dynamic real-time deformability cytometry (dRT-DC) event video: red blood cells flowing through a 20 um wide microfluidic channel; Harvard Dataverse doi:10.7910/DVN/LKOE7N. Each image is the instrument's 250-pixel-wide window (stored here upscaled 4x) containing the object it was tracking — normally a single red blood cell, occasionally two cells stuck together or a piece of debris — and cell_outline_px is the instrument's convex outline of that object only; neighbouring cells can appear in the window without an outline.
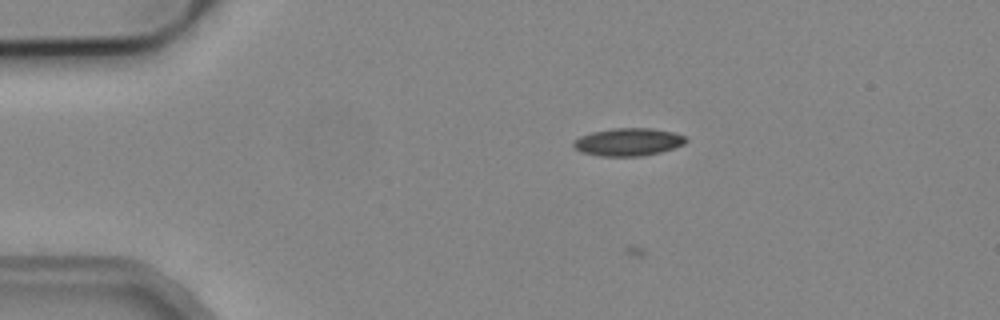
{"species": "common noctule bat (a hibernating species)", "species_latin": "Nyctalus noctula", "temperature_condition": "cold", "stored_images_in_passage": 3, "camera_frame_rate_fps": 3000, "um_per_image_px": 0.085, "animal": {"sex": "male", "body_mass_g": 19.2, "forearm_length_mm": 51.8}, "frame": {"image": 1, "passage_image": 2, "time_ms": 0.333, "image_size_px": [1000, 320], "cell_outline_px": [[688, 140], [684, 144], [660, 152], [640, 156], [600, 156], [580, 152], [572, 148], [572, 140], [580, 136], [592, 132], [612, 128], [652, 128], [672, 132], [684, 136]], "centroid_in_image_um": [53.33, 12.07], "position_along_channel_um": 31.7, "area_um2": 18.26}}